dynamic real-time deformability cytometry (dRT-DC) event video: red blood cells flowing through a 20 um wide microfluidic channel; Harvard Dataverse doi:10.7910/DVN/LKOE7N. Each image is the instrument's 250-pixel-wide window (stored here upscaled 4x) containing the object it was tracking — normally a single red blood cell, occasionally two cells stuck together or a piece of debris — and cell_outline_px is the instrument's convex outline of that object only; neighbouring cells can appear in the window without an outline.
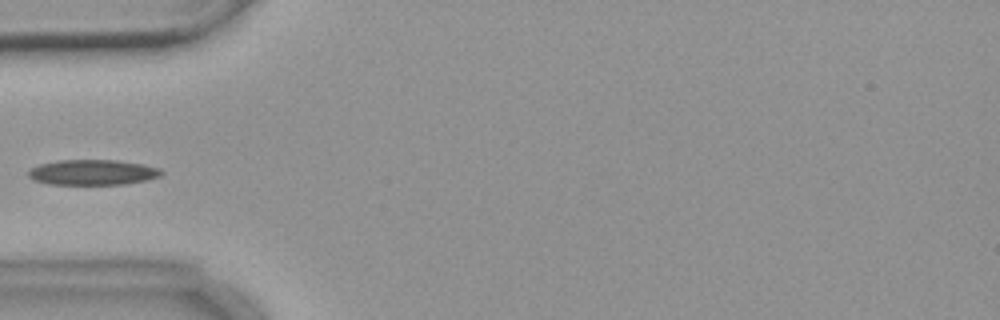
{"species": "common noctule bat (a hibernating species)", "species_latin": "Nyctalus noctula", "temperature_condition": "warm", "stored_images_in_passage": 6, "camera_frame_rate_fps": 3000, "um_per_image_px": 0.085, "animal": {"sex": "female", "body_mass_g": 18.4}, "frame": {"image": 1, "passage_image": 5, "time_ms": 5.667, "image_size_px": [1000, 320], "cell_outline_px": [[164, 172], [160, 176], [148, 180], [124, 184], [48, 184], [36, 180], [28, 176], [28, 172], [32, 168], [40, 164], [60, 160], [116, 160], [144, 164], [160, 168]], "centroid_in_image_um": [7.93, 14.64], "position_along_channel_um": 77.1, "area_um2": 19.59}}